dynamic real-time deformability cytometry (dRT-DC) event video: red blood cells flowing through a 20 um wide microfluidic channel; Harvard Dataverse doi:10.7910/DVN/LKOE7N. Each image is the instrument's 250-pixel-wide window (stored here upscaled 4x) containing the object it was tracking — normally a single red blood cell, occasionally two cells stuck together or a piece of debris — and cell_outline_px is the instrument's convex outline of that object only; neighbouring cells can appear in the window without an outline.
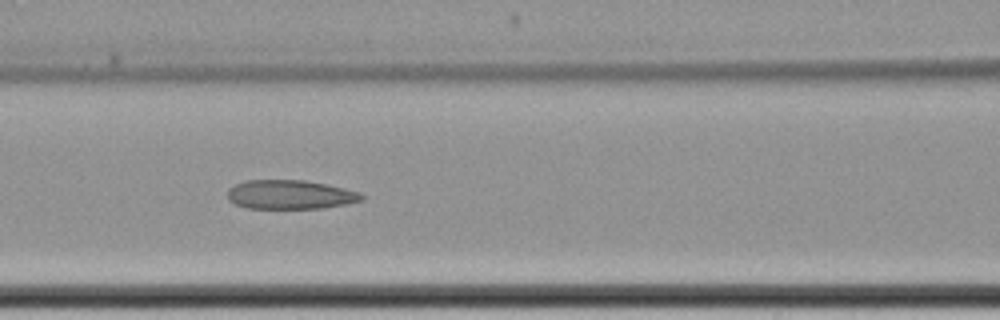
{"species": "common noctule bat (a hibernating species)", "species_latin": "Nyctalus noctula", "temperature_condition": "cold", "stored_images_in_passage": 16, "camera_frame_rate_fps": 3000, "um_per_image_px": 0.085, "animal": {"sex": "female", "body_mass_g": 22.7, "forearm_length_mm": 54.2}, "frame": {"image": 1, "passage_image": 7, "time_ms": 8.333, "image_size_px": [1000, 320], "cell_outline_px": [[364, 200], [324, 208], [248, 208], [236, 204], [228, 200], [228, 188], [236, 184], [248, 180], [304, 180], [344, 188], [360, 192], [364, 196]], "centroid_in_image_um": [24.67, 16.54], "position_along_channel_um": 141.9, "area_um2": 22.6}}
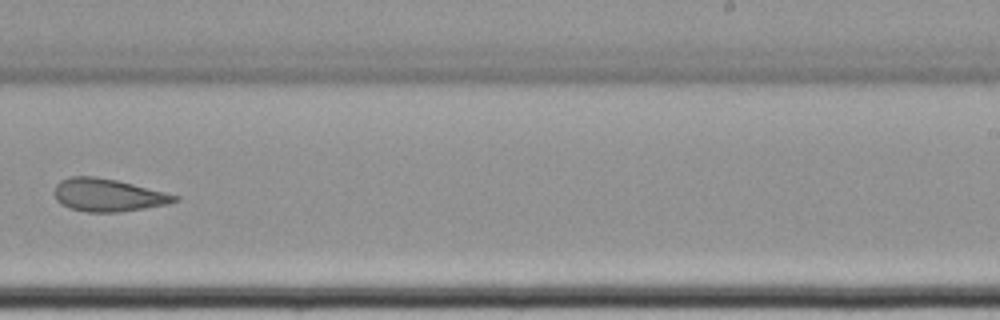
{"frame": {"image": 2, "passage_image": 10, "time_ms": 12.333, "image_size_px": [1000, 320], "cell_outline_px": [[180, 200], [168, 204], [120, 212], [88, 212], [68, 208], [60, 204], [56, 200], [52, 192], [56, 184], [60, 180], [68, 176], [96, 176], [116, 180], [180, 196]], "centroid_in_image_um": [9.12, 16.58], "position_along_channel_um": 279.9, "area_um2": 23.18}}